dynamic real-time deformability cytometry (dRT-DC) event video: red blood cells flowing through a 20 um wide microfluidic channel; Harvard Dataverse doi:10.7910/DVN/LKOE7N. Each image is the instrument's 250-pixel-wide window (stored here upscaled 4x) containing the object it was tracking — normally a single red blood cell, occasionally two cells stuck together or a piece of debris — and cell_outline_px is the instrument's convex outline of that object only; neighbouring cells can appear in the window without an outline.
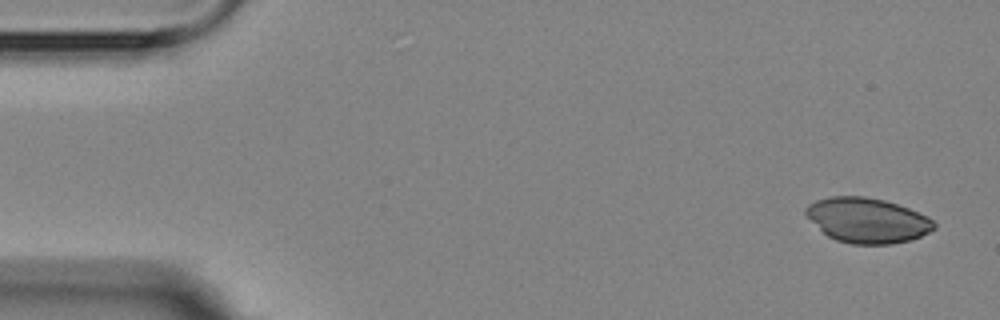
{"species": "Egyptian fruit bat (a non-hibernating species)", "species_latin": "Rousettus aegyptiacus", "temperature_condition": "room temperature", "stored_images_in_passage": 5, "segment_of_instrument_passage": [1, 2], "camera_frame_rate_fps": 3000, "um_per_image_px": 0.085, "animal": {"sex": "female"}, "frame": {"image": 1, "passage_image": 1, "time_ms": 0.0, "image_size_px": [1000, 320], "cell_outline_px": [[936, 228], [920, 236], [908, 240], [892, 244], [852, 244], [836, 240], [828, 236], [804, 212], [804, 208], [808, 204], [816, 200], [832, 196], [864, 196], [884, 200], [908, 208], [928, 216], [936, 224]], "centroid_in_image_um": [73.73, 18.72], "position_along_channel_um": 11.3, "area_um2": 33.35}}
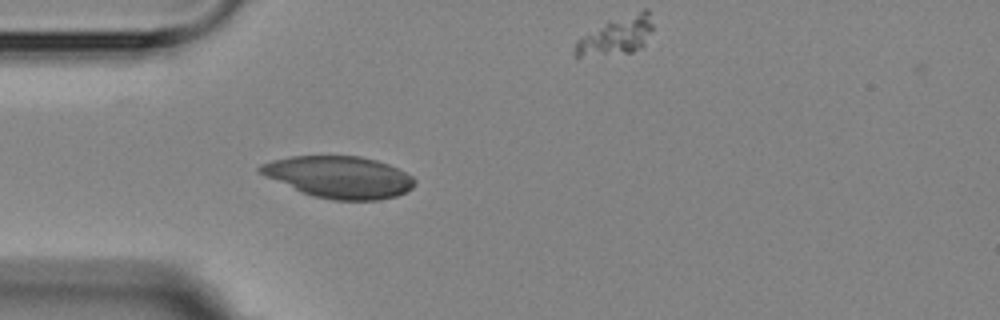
{"frame": {"image": 2, "passage_image": 4, "time_ms": 4.333, "image_size_px": [1000, 320], "cell_outline_px": [[416, 184], [412, 188], [396, 196], [380, 200], [332, 200], [300, 192], [264, 176], [256, 168], [260, 164], [272, 160], [292, 156], [360, 156], [376, 160], [388, 164], [412, 176], [416, 180]], "centroid_in_image_um": [28.81, 15.05], "position_along_channel_um": 56.2, "area_um2": 37.69}}